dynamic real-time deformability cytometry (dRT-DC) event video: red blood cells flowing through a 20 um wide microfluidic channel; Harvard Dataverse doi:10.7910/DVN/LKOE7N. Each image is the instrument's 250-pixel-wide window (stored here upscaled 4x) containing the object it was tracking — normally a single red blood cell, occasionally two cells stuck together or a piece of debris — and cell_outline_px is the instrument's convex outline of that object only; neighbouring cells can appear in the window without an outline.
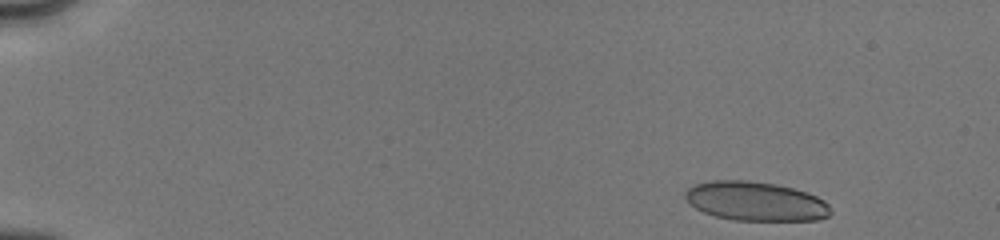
{"species": "human", "species_latin": "Homo sapiens", "temperature_condition": "cold", "stored_images_in_passage": 3, "camera_frame_rate_fps": 3000, "um_per_image_px": 0.085, "donor": {"sex": "male"}, "frame": {"image": 1, "passage_image": 1, "time_ms": 0.0, "image_size_px": [1000, 240], "cell_outline_px": [[832, 212], [828, 216], [816, 220], [732, 220], [716, 216], [704, 212], [696, 208], [684, 196], [684, 192], [692, 184], [712, 180], [748, 180], [776, 184], [808, 192], [824, 200], [828, 204]], "centroid_in_image_um": [64.22, 17.09], "position_along_channel_um": 20.8, "area_um2": 33.23}}